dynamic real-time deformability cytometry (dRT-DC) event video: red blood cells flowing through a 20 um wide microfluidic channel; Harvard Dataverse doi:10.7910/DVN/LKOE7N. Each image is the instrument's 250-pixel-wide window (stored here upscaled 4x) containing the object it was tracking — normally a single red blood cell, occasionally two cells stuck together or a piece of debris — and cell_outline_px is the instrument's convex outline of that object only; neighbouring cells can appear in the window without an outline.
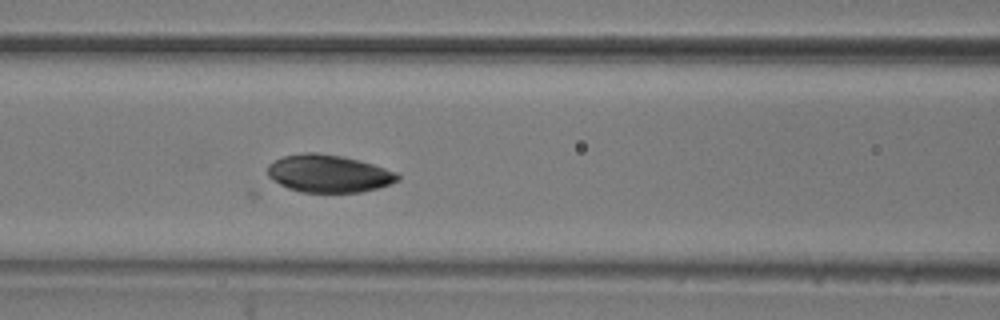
{"species": "common noctule bat (a hibernating species)", "species_latin": "Nyctalus noctula", "temperature_condition": "room temperature", "stored_images_in_passage": 41, "camera_frame_rate_fps": 3000, "um_per_image_px": 0.085, "animal": {"sex": "male", "body_mass_g": 20.5, "forearm_length_mm": 52.5}, "frame": {"image": 1, "passage_image": 22, "time_ms": 7.0, "image_size_px": [1000, 320], "cell_outline_px": [[400, 180], [376, 188], [360, 192], [300, 192], [288, 188], [280, 184], [268, 176], [268, 164], [284, 156], [304, 152], [316, 152], [340, 156], [372, 164], [396, 172], [400, 176]], "centroid_in_image_um": [27.91, 14.75], "position_along_channel_um": 138.7, "area_um2": 28.15}}
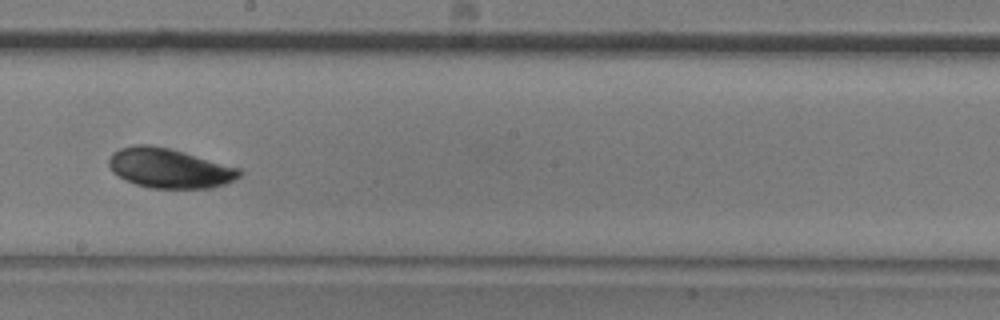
{"frame": {"image": 2, "passage_image": 30, "time_ms": 9.667, "image_size_px": [1000, 320], "cell_outline_px": [[240, 176], [224, 184], [212, 188], [152, 188], [136, 184], [112, 172], [108, 164], [108, 160], [112, 152], [120, 148], [136, 144], [152, 144], [184, 152], [240, 168]], "centroid_in_image_um": [14.37, 14.28], "position_along_channel_um": 233.8, "area_um2": 30.0}}
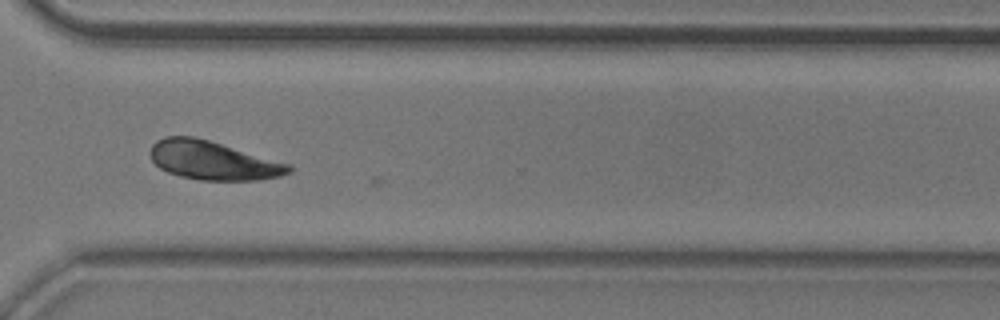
{"frame": {"image": 3, "passage_image": 40, "time_ms": 13.0, "image_size_px": [1000, 320], "cell_outline_px": [[292, 172], [280, 176], [260, 180], [200, 180], [180, 176], [168, 172], [160, 168], [152, 160], [148, 152], [152, 144], [156, 140], [164, 136], [192, 136], [208, 140], [292, 164]], "centroid_in_image_um": [18.1, 13.64], "position_along_channel_um": 352.5, "area_um2": 31.39}}